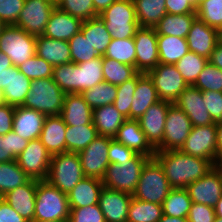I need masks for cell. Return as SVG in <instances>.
<instances>
[{
    "label": "cell",
    "mask_w": 222,
    "mask_h": 222,
    "mask_svg": "<svg viewBox=\"0 0 222 222\" xmlns=\"http://www.w3.org/2000/svg\"><path fill=\"white\" fill-rule=\"evenodd\" d=\"M154 158L162 166L172 188H186L214 168L210 160L194 157L180 150L156 151Z\"/></svg>",
    "instance_id": "6da1fadb"
},
{
    "label": "cell",
    "mask_w": 222,
    "mask_h": 222,
    "mask_svg": "<svg viewBox=\"0 0 222 222\" xmlns=\"http://www.w3.org/2000/svg\"><path fill=\"white\" fill-rule=\"evenodd\" d=\"M103 56L80 64L73 62L53 67V81L66 93H82L104 81Z\"/></svg>",
    "instance_id": "7a4b0ae2"
},
{
    "label": "cell",
    "mask_w": 222,
    "mask_h": 222,
    "mask_svg": "<svg viewBox=\"0 0 222 222\" xmlns=\"http://www.w3.org/2000/svg\"><path fill=\"white\" fill-rule=\"evenodd\" d=\"M69 214L67 194L47 180H37L34 220L68 221Z\"/></svg>",
    "instance_id": "3957f363"
},
{
    "label": "cell",
    "mask_w": 222,
    "mask_h": 222,
    "mask_svg": "<svg viewBox=\"0 0 222 222\" xmlns=\"http://www.w3.org/2000/svg\"><path fill=\"white\" fill-rule=\"evenodd\" d=\"M171 189L160 163L155 158H150L142 168L132 197L162 205Z\"/></svg>",
    "instance_id": "277c9868"
},
{
    "label": "cell",
    "mask_w": 222,
    "mask_h": 222,
    "mask_svg": "<svg viewBox=\"0 0 222 222\" xmlns=\"http://www.w3.org/2000/svg\"><path fill=\"white\" fill-rule=\"evenodd\" d=\"M65 93L53 78L31 80L30 91L23 107L34 109L46 116L60 115Z\"/></svg>",
    "instance_id": "5b68a950"
},
{
    "label": "cell",
    "mask_w": 222,
    "mask_h": 222,
    "mask_svg": "<svg viewBox=\"0 0 222 222\" xmlns=\"http://www.w3.org/2000/svg\"><path fill=\"white\" fill-rule=\"evenodd\" d=\"M99 17L112 39L134 38L140 28L133 0H116Z\"/></svg>",
    "instance_id": "8992f818"
},
{
    "label": "cell",
    "mask_w": 222,
    "mask_h": 222,
    "mask_svg": "<svg viewBox=\"0 0 222 222\" xmlns=\"http://www.w3.org/2000/svg\"><path fill=\"white\" fill-rule=\"evenodd\" d=\"M78 153L65 152L52 155L47 181L65 194L84 178Z\"/></svg>",
    "instance_id": "52a82bcc"
},
{
    "label": "cell",
    "mask_w": 222,
    "mask_h": 222,
    "mask_svg": "<svg viewBox=\"0 0 222 222\" xmlns=\"http://www.w3.org/2000/svg\"><path fill=\"white\" fill-rule=\"evenodd\" d=\"M150 157L137 153L131 160L124 161L123 164H110L103 176V187L118 190L128 194H133L143 166Z\"/></svg>",
    "instance_id": "ba28073f"
},
{
    "label": "cell",
    "mask_w": 222,
    "mask_h": 222,
    "mask_svg": "<svg viewBox=\"0 0 222 222\" xmlns=\"http://www.w3.org/2000/svg\"><path fill=\"white\" fill-rule=\"evenodd\" d=\"M0 50L18 67L36 54V36L16 25H6L0 33Z\"/></svg>",
    "instance_id": "9c48e42d"
},
{
    "label": "cell",
    "mask_w": 222,
    "mask_h": 222,
    "mask_svg": "<svg viewBox=\"0 0 222 222\" xmlns=\"http://www.w3.org/2000/svg\"><path fill=\"white\" fill-rule=\"evenodd\" d=\"M146 74L152 80L160 100L174 103L189 86L174 64L159 63Z\"/></svg>",
    "instance_id": "30bf717a"
},
{
    "label": "cell",
    "mask_w": 222,
    "mask_h": 222,
    "mask_svg": "<svg viewBox=\"0 0 222 222\" xmlns=\"http://www.w3.org/2000/svg\"><path fill=\"white\" fill-rule=\"evenodd\" d=\"M179 150L194 157L208 159L214 164L217 159V124L192 126Z\"/></svg>",
    "instance_id": "8fae6325"
},
{
    "label": "cell",
    "mask_w": 222,
    "mask_h": 222,
    "mask_svg": "<svg viewBox=\"0 0 222 222\" xmlns=\"http://www.w3.org/2000/svg\"><path fill=\"white\" fill-rule=\"evenodd\" d=\"M192 129L189 117L175 103L167 111L162 144L156 151L179 150Z\"/></svg>",
    "instance_id": "7c38bea8"
},
{
    "label": "cell",
    "mask_w": 222,
    "mask_h": 222,
    "mask_svg": "<svg viewBox=\"0 0 222 222\" xmlns=\"http://www.w3.org/2000/svg\"><path fill=\"white\" fill-rule=\"evenodd\" d=\"M52 155L41 140H30L26 148L19 154L16 161L30 179L46 180Z\"/></svg>",
    "instance_id": "4fadbf2b"
},
{
    "label": "cell",
    "mask_w": 222,
    "mask_h": 222,
    "mask_svg": "<svg viewBox=\"0 0 222 222\" xmlns=\"http://www.w3.org/2000/svg\"><path fill=\"white\" fill-rule=\"evenodd\" d=\"M55 7L51 0H25L15 25L28 34L41 36Z\"/></svg>",
    "instance_id": "5bb4252c"
},
{
    "label": "cell",
    "mask_w": 222,
    "mask_h": 222,
    "mask_svg": "<svg viewBox=\"0 0 222 222\" xmlns=\"http://www.w3.org/2000/svg\"><path fill=\"white\" fill-rule=\"evenodd\" d=\"M112 137L98 136L85 149L78 152L85 177L102 179L110 165L108 149Z\"/></svg>",
    "instance_id": "9a60e30c"
},
{
    "label": "cell",
    "mask_w": 222,
    "mask_h": 222,
    "mask_svg": "<svg viewBox=\"0 0 222 222\" xmlns=\"http://www.w3.org/2000/svg\"><path fill=\"white\" fill-rule=\"evenodd\" d=\"M157 32L155 28L140 27L134 35L136 70L146 74L159 62Z\"/></svg>",
    "instance_id": "2e32d148"
},
{
    "label": "cell",
    "mask_w": 222,
    "mask_h": 222,
    "mask_svg": "<svg viewBox=\"0 0 222 222\" xmlns=\"http://www.w3.org/2000/svg\"><path fill=\"white\" fill-rule=\"evenodd\" d=\"M172 102L160 100L151 105L138 119L149 144L156 150L163 142L167 111Z\"/></svg>",
    "instance_id": "e0dca14e"
},
{
    "label": "cell",
    "mask_w": 222,
    "mask_h": 222,
    "mask_svg": "<svg viewBox=\"0 0 222 222\" xmlns=\"http://www.w3.org/2000/svg\"><path fill=\"white\" fill-rule=\"evenodd\" d=\"M31 80L19 68L11 66L0 72V88L3 90L5 104L22 106L30 91Z\"/></svg>",
    "instance_id": "ac0fdd59"
},
{
    "label": "cell",
    "mask_w": 222,
    "mask_h": 222,
    "mask_svg": "<svg viewBox=\"0 0 222 222\" xmlns=\"http://www.w3.org/2000/svg\"><path fill=\"white\" fill-rule=\"evenodd\" d=\"M186 189L192 202L214 207L222 196V178L213 168L205 176L189 184Z\"/></svg>",
    "instance_id": "d6986e66"
},
{
    "label": "cell",
    "mask_w": 222,
    "mask_h": 222,
    "mask_svg": "<svg viewBox=\"0 0 222 222\" xmlns=\"http://www.w3.org/2000/svg\"><path fill=\"white\" fill-rule=\"evenodd\" d=\"M191 120L192 126L214 124L203 101V93L194 86H188L174 102Z\"/></svg>",
    "instance_id": "ffe728a7"
},
{
    "label": "cell",
    "mask_w": 222,
    "mask_h": 222,
    "mask_svg": "<svg viewBox=\"0 0 222 222\" xmlns=\"http://www.w3.org/2000/svg\"><path fill=\"white\" fill-rule=\"evenodd\" d=\"M131 199V194L103 187L98 204L106 222H127Z\"/></svg>",
    "instance_id": "44dd1931"
},
{
    "label": "cell",
    "mask_w": 222,
    "mask_h": 222,
    "mask_svg": "<svg viewBox=\"0 0 222 222\" xmlns=\"http://www.w3.org/2000/svg\"><path fill=\"white\" fill-rule=\"evenodd\" d=\"M186 39L189 51L209 59L219 42V30L208 26L199 18H196Z\"/></svg>",
    "instance_id": "7402d4cb"
},
{
    "label": "cell",
    "mask_w": 222,
    "mask_h": 222,
    "mask_svg": "<svg viewBox=\"0 0 222 222\" xmlns=\"http://www.w3.org/2000/svg\"><path fill=\"white\" fill-rule=\"evenodd\" d=\"M37 180L30 179L26 184L10 190L1 198L28 222L34 220Z\"/></svg>",
    "instance_id": "603a6c76"
},
{
    "label": "cell",
    "mask_w": 222,
    "mask_h": 222,
    "mask_svg": "<svg viewBox=\"0 0 222 222\" xmlns=\"http://www.w3.org/2000/svg\"><path fill=\"white\" fill-rule=\"evenodd\" d=\"M113 138L136 153L154 158L156 150L149 144L138 120L126 119Z\"/></svg>",
    "instance_id": "cb8c5ba5"
},
{
    "label": "cell",
    "mask_w": 222,
    "mask_h": 222,
    "mask_svg": "<svg viewBox=\"0 0 222 222\" xmlns=\"http://www.w3.org/2000/svg\"><path fill=\"white\" fill-rule=\"evenodd\" d=\"M82 22L80 18L70 15L56 6L43 35L52 39L69 41L80 31Z\"/></svg>",
    "instance_id": "d4e9b609"
},
{
    "label": "cell",
    "mask_w": 222,
    "mask_h": 222,
    "mask_svg": "<svg viewBox=\"0 0 222 222\" xmlns=\"http://www.w3.org/2000/svg\"><path fill=\"white\" fill-rule=\"evenodd\" d=\"M46 115L23 106L15 107L13 131L28 141L38 139L43 128Z\"/></svg>",
    "instance_id": "484cf974"
},
{
    "label": "cell",
    "mask_w": 222,
    "mask_h": 222,
    "mask_svg": "<svg viewBox=\"0 0 222 222\" xmlns=\"http://www.w3.org/2000/svg\"><path fill=\"white\" fill-rule=\"evenodd\" d=\"M60 116L68 126H83L93 122V110L80 93L65 94Z\"/></svg>",
    "instance_id": "4316f807"
},
{
    "label": "cell",
    "mask_w": 222,
    "mask_h": 222,
    "mask_svg": "<svg viewBox=\"0 0 222 222\" xmlns=\"http://www.w3.org/2000/svg\"><path fill=\"white\" fill-rule=\"evenodd\" d=\"M160 101L152 80L147 74L137 73V85L130 107V119L138 120L146 110Z\"/></svg>",
    "instance_id": "83f0119b"
},
{
    "label": "cell",
    "mask_w": 222,
    "mask_h": 222,
    "mask_svg": "<svg viewBox=\"0 0 222 222\" xmlns=\"http://www.w3.org/2000/svg\"><path fill=\"white\" fill-rule=\"evenodd\" d=\"M36 55L53 67L72 62L68 41L36 36Z\"/></svg>",
    "instance_id": "f1b7e54d"
},
{
    "label": "cell",
    "mask_w": 222,
    "mask_h": 222,
    "mask_svg": "<svg viewBox=\"0 0 222 222\" xmlns=\"http://www.w3.org/2000/svg\"><path fill=\"white\" fill-rule=\"evenodd\" d=\"M66 127L60 115L46 116L39 139L51 155L65 153Z\"/></svg>",
    "instance_id": "f546056e"
},
{
    "label": "cell",
    "mask_w": 222,
    "mask_h": 222,
    "mask_svg": "<svg viewBox=\"0 0 222 222\" xmlns=\"http://www.w3.org/2000/svg\"><path fill=\"white\" fill-rule=\"evenodd\" d=\"M103 188L102 180L94 177H84L67 194L69 208L86 207L98 204L99 194Z\"/></svg>",
    "instance_id": "4dcf8cb0"
},
{
    "label": "cell",
    "mask_w": 222,
    "mask_h": 222,
    "mask_svg": "<svg viewBox=\"0 0 222 222\" xmlns=\"http://www.w3.org/2000/svg\"><path fill=\"white\" fill-rule=\"evenodd\" d=\"M126 119L113 104L93 109V124L98 136L113 138Z\"/></svg>",
    "instance_id": "1f68e13d"
},
{
    "label": "cell",
    "mask_w": 222,
    "mask_h": 222,
    "mask_svg": "<svg viewBox=\"0 0 222 222\" xmlns=\"http://www.w3.org/2000/svg\"><path fill=\"white\" fill-rule=\"evenodd\" d=\"M80 31L97 53L104 56L112 39L110 33L106 30L104 21L99 16L84 20Z\"/></svg>",
    "instance_id": "d6a6232c"
},
{
    "label": "cell",
    "mask_w": 222,
    "mask_h": 222,
    "mask_svg": "<svg viewBox=\"0 0 222 222\" xmlns=\"http://www.w3.org/2000/svg\"><path fill=\"white\" fill-rule=\"evenodd\" d=\"M139 27L155 28L167 14L165 0H133Z\"/></svg>",
    "instance_id": "836d02e7"
},
{
    "label": "cell",
    "mask_w": 222,
    "mask_h": 222,
    "mask_svg": "<svg viewBox=\"0 0 222 222\" xmlns=\"http://www.w3.org/2000/svg\"><path fill=\"white\" fill-rule=\"evenodd\" d=\"M196 14H166L155 26L157 35H169L186 39Z\"/></svg>",
    "instance_id": "e575fe53"
},
{
    "label": "cell",
    "mask_w": 222,
    "mask_h": 222,
    "mask_svg": "<svg viewBox=\"0 0 222 222\" xmlns=\"http://www.w3.org/2000/svg\"><path fill=\"white\" fill-rule=\"evenodd\" d=\"M159 62L163 64H175L187 52L189 47L187 39L169 35H158Z\"/></svg>",
    "instance_id": "d590c367"
},
{
    "label": "cell",
    "mask_w": 222,
    "mask_h": 222,
    "mask_svg": "<svg viewBox=\"0 0 222 222\" xmlns=\"http://www.w3.org/2000/svg\"><path fill=\"white\" fill-rule=\"evenodd\" d=\"M97 130L93 124L76 125L66 127L65 152L78 153L85 149L95 138Z\"/></svg>",
    "instance_id": "8d00e7d4"
},
{
    "label": "cell",
    "mask_w": 222,
    "mask_h": 222,
    "mask_svg": "<svg viewBox=\"0 0 222 222\" xmlns=\"http://www.w3.org/2000/svg\"><path fill=\"white\" fill-rule=\"evenodd\" d=\"M191 203L186 188H172L162 204L163 214L170 217L187 218Z\"/></svg>",
    "instance_id": "74e56055"
},
{
    "label": "cell",
    "mask_w": 222,
    "mask_h": 222,
    "mask_svg": "<svg viewBox=\"0 0 222 222\" xmlns=\"http://www.w3.org/2000/svg\"><path fill=\"white\" fill-rule=\"evenodd\" d=\"M162 216L163 206L161 204L145 202L132 197L127 222H158Z\"/></svg>",
    "instance_id": "f35d334b"
},
{
    "label": "cell",
    "mask_w": 222,
    "mask_h": 222,
    "mask_svg": "<svg viewBox=\"0 0 222 222\" xmlns=\"http://www.w3.org/2000/svg\"><path fill=\"white\" fill-rule=\"evenodd\" d=\"M30 178L20 168L16 160L0 163V197L10 190L26 184Z\"/></svg>",
    "instance_id": "ab89813d"
},
{
    "label": "cell",
    "mask_w": 222,
    "mask_h": 222,
    "mask_svg": "<svg viewBox=\"0 0 222 222\" xmlns=\"http://www.w3.org/2000/svg\"><path fill=\"white\" fill-rule=\"evenodd\" d=\"M81 95L93 110L114 103L117 96V85L103 81L83 91Z\"/></svg>",
    "instance_id": "60d3db41"
},
{
    "label": "cell",
    "mask_w": 222,
    "mask_h": 222,
    "mask_svg": "<svg viewBox=\"0 0 222 222\" xmlns=\"http://www.w3.org/2000/svg\"><path fill=\"white\" fill-rule=\"evenodd\" d=\"M103 78L105 82L119 85L133 78L138 71L134 66L118 62L114 59L103 56Z\"/></svg>",
    "instance_id": "b9f144b4"
},
{
    "label": "cell",
    "mask_w": 222,
    "mask_h": 222,
    "mask_svg": "<svg viewBox=\"0 0 222 222\" xmlns=\"http://www.w3.org/2000/svg\"><path fill=\"white\" fill-rule=\"evenodd\" d=\"M207 63V58L189 51L174 65L187 84L192 86Z\"/></svg>",
    "instance_id": "7bdbcfd3"
},
{
    "label": "cell",
    "mask_w": 222,
    "mask_h": 222,
    "mask_svg": "<svg viewBox=\"0 0 222 222\" xmlns=\"http://www.w3.org/2000/svg\"><path fill=\"white\" fill-rule=\"evenodd\" d=\"M104 57L114 59L136 68V48L134 38L111 39Z\"/></svg>",
    "instance_id": "ee69618b"
},
{
    "label": "cell",
    "mask_w": 222,
    "mask_h": 222,
    "mask_svg": "<svg viewBox=\"0 0 222 222\" xmlns=\"http://www.w3.org/2000/svg\"><path fill=\"white\" fill-rule=\"evenodd\" d=\"M28 142L27 139L21 138L13 130L0 136V163L16 160Z\"/></svg>",
    "instance_id": "f6af8a7d"
},
{
    "label": "cell",
    "mask_w": 222,
    "mask_h": 222,
    "mask_svg": "<svg viewBox=\"0 0 222 222\" xmlns=\"http://www.w3.org/2000/svg\"><path fill=\"white\" fill-rule=\"evenodd\" d=\"M201 21L217 30L222 28V0H205L196 8Z\"/></svg>",
    "instance_id": "bcb514c9"
},
{
    "label": "cell",
    "mask_w": 222,
    "mask_h": 222,
    "mask_svg": "<svg viewBox=\"0 0 222 222\" xmlns=\"http://www.w3.org/2000/svg\"><path fill=\"white\" fill-rule=\"evenodd\" d=\"M68 42L73 63L80 64L100 56L81 31L76 33Z\"/></svg>",
    "instance_id": "7dc6e473"
},
{
    "label": "cell",
    "mask_w": 222,
    "mask_h": 222,
    "mask_svg": "<svg viewBox=\"0 0 222 222\" xmlns=\"http://www.w3.org/2000/svg\"><path fill=\"white\" fill-rule=\"evenodd\" d=\"M203 91L222 92V70L209 61L192 85Z\"/></svg>",
    "instance_id": "c3c4849f"
},
{
    "label": "cell",
    "mask_w": 222,
    "mask_h": 222,
    "mask_svg": "<svg viewBox=\"0 0 222 222\" xmlns=\"http://www.w3.org/2000/svg\"><path fill=\"white\" fill-rule=\"evenodd\" d=\"M137 85V74L117 85V96L113 105L127 119H130V107L134 98V91Z\"/></svg>",
    "instance_id": "681fc988"
},
{
    "label": "cell",
    "mask_w": 222,
    "mask_h": 222,
    "mask_svg": "<svg viewBox=\"0 0 222 222\" xmlns=\"http://www.w3.org/2000/svg\"><path fill=\"white\" fill-rule=\"evenodd\" d=\"M18 68L30 80L51 78L53 76V66L36 54Z\"/></svg>",
    "instance_id": "f907efd6"
},
{
    "label": "cell",
    "mask_w": 222,
    "mask_h": 222,
    "mask_svg": "<svg viewBox=\"0 0 222 222\" xmlns=\"http://www.w3.org/2000/svg\"><path fill=\"white\" fill-rule=\"evenodd\" d=\"M56 6L82 21L99 16L95 12L92 0H60Z\"/></svg>",
    "instance_id": "816d5d0a"
},
{
    "label": "cell",
    "mask_w": 222,
    "mask_h": 222,
    "mask_svg": "<svg viewBox=\"0 0 222 222\" xmlns=\"http://www.w3.org/2000/svg\"><path fill=\"white\" fill-rule=\"evenodd\" d=\"M68 222H106L99 204L70 208Z\"/></svg>",
    "instance_id": "f5cc1de1"
},
{
    "label": "cell",
    "mask_w": 222,
    "mask_h": 222,
    "mask_svg": "<svg viewBox=\"0 0 222 222\" xmlns=\"http://www.w3.org/2000/svg\"><path fill=\"white\" fill-rule=\"evenodd\" d=\"M25 0H0V20L5 25H15Z\"/></svg>",
    "instance_id": "db71d44e"
},
{
    "label": "cell",
    "mask_w": 222,
    "mask_h": 222,
    "mask_svg": "<svg viewBox=\"0 0 222 222\" xmlns=\"http://www.w3.org/2000/svg\"><path fill=\"white\" fill-rule=\"evenodd\" d=\"M137 153L125 145L117 142L114 138L110 141L108 158L110 164H123L124 161L131 160Z\"/></svg>",
    "instance_id": "11a10c76"
},
{
    "label": "cell",
    "mask_w": 222,
    "mask_h": 222,
    "mask_svg": "<svg viewBox=\"0 0 222 222\" xmlns=\"http://www.w3.org/2000/svg\"><path fill=\"white\" fill-rule=\"evenodd\" d=\"M206 109L215 123L222 121V92L203 91Z\"/></svg>",
    "instance_id": "9f6ffc18"
},
{
    "label": "cell",
    "mask_w": 222,
    "mask_h": 222,
    "mask_svg": "<svg viewBox=\"0 0 222 222\" xmlns=\"http://www.w3.org/2000/svg\"><path fill=\"white\" fill-rule=\"evenodd\" d=\"M214 207L192 202L187 216L188 222H214Z\"/></svg>",
    "instance_id": "6f0895ef"
},
{
    "label": "cell",
    "mask_w": 222,
    "mask_h": 222,
    "mask_svg": "<svg viewBox=\"0 0 222 222\" xmlns=\"http://www.w3.org/2000/svg\"><path fill=\"white\" fill-rule=\"evenodd\" d=\"M168 14H196V7L189 0H165Z\"/></svg>",
    "instance_id": "680465c9"
},
{
    "label": "cell",
    "mask_w": 222,
    "mask_h": 222,
    "mask_svg": "<svg viewBox=\"0 0 222 222\" xmlns=\"http://www.w3.org/2000/svg\"><path fill=\"white\" fill-rule=\"evenodd\" d=\"M14 114L15 106L8 104L0 105V136L13 130Z\"/></svg>",
    "instance_id": "91938a15"
},
{
    "label": "cell",
    "mask_w": 222,
    "mask_h": 222,
    "mask_svg": "<svg viewBox=\"0 0 222 222\" xmlns=\"http://www.w3.org/2000/svg\"><path fill=\"white\" fill-rule=\"evenodd\" d=\"M0 222H28L0 197Z\"/></svg>",
    "instance_id": "94428289"
},
{
    "label": "cell",
    "mask_w": 222,
    "mask_h": 222,
    "mask_svg": "<svg viewBox=\"0 0 222 222\" xmlns=\"http://www.w3.org/2000/svg\"><path fill=\"white\" fill-rule=\"evenodd\" d=\"M208 61L222 70V43L219 41Z\"/></svg>",
    "instance_id": "6125c7cd"
},
{
    "label": "cell",
    "mask_w": 222,
    "mask_h": 222,
    "mask_svg": "<svg viewBox=\"0 0 222 222\" xmlns=\"http://www.w3.org/2000/svg\"><path fill=\"white\" fill-rule=\"evenodd\" d=\"M116 0H92L95 12L99 15Z\"/></svg>",
    "instance_id": "be15d7a7"
},
{
    "label": "cell",
    "mask_w": 222,
    "mask_h": 222,
    "mask_svg": "<svg viewBox=\"0 0 222 222\" xmlns=\"http://www.w3.org/2000/svg\"><path fill=\"white\" fill-rule=\"evenodd\" d=\"M12 66L10 58L0 50V72L7 71Z\"/></svg>",
    "instance_id": "e7e4bbea"
},
{
    "label": "cell",
    "mask_w": 222,
    "mask_h": 222,
    "mask_svg": "<svg viewBox=\"0 0 222 222\" xmlns=\"http://www.w3.org/2000/svg\"><path fill=\"white\" fill-rule=\"evenodd\" d=\"M217 124V156H222V121Z\"/></svg>",
    "instance_id": "03108f58"
},
{
    "label": "cell",
    "mask_w": 222,
    "mask_h": 222,
    "mask_svg": "<svg viewBox=\"0 0 222 222\" xmlns=\"http://www.w3.org/2000/svg\"><path fill=\"white\" fill-rule=\"evenodd\" d=\"M158 222H188V219L187 218L170 217V216L163 214L162 218Z\"/></svg>",
    "instance_id": "003e7915"
},
{
    "label": "cell",
    "mask_w": 222,
    "mask_h": 222,
    "mask_svg": "<svg viewBox=\"0 0 222 222\" xmlns=\"http://www.w3.org/2000/svg\"><path fill=\"white\" fill-rule=\"evenodd\" d=\"M214 211H215L216 217L222 218V196L220 197V199L214 206Z\"/></svg>",
    "instance_id": "a7ac6f4b"
},
{
    "label": "cell",
    "mask_w": 222,
    "mask_h": 222,
    "mask_svg": "<svg viewBox=\"0 0 222 222\" xmlns=\"http://www.w3.org/2000/svg\"><path fill=\"white\" fill-rule=\"evenodd\" d=\"M214 168L222 178V156H217V159L214 162Z\"/></svg>",
    "instance_id": "89a4df30"
},
{
    "label": "cell",
    "mask_w": 222,
    "mask_h": 222,
    "mask_svg": "<svg viewBox=\"0 0 222 222\" xmlns=\"http://www.w3.org/2000/svg\"><path fill=\"white\" fill-rule=\"evenodd\" d=\"M5 104V99L3 95V90L0 88V105Z\"/></svg>",
    "instance_id": "2644e50d"
},
{
    "label": "cell",
    "mask_w": 222,
    "mask_h": 222,
    "mask_svg": "<svg viewBox=\"0 0 222 222\" xmlns=\"http://www.w3.org/2000/svg\"><path fill=\"white\" fill-rule=\"evenodd\" d=\"M196 8L197 6L205 0H189Z\"/></svg>",
    "instance_id": "8c879c8a"
},
{
    "label": "cell",
    "mask_w": 222,
    "mask_h": 222,
    "mask_svg": "<svg viewBox=\"0 0 222 222\" xmlns=\"http://www.w3.org/2000/svg\"><path fill=\"white\" fill-rule=\"evenodd\" d=\"M5 26L6 25L0 20V33L2 32Z\"/></svg>",
    "instance_id": "753ad0ef"
},
{
    "label": "cell",
    "mask_w": 222,
    "mask_h": 222,
    "mask_svg": "<svg viewBox=\"0 0 222 222\" xmlns=\"http://www.w3.org/2000/svg\"><path fill=\"white\" fill-rule=\"evenodd\" d=\"M32 222H68V221H39V220H33Z\"/></svg>",
    "instance_id": "34e18365"
},
{
    "label": "cell",
    "mask_w": 222,
    "mask_h": 222,
    "mask_svg": "<svg viewBox=\"0 0 222 222\" xmlns=\"http://www.w3.org/2000/svg\"><path fill=\"white\" fill-rule=\"evenodd\" d=\"M219 41L222 43V28L219 30Z\"/></svg>",
    "instance_id": "11e5206c"
},
{
    "label": "cell",
    "mask_w": 222,
    "mask_h": 222,
    "mask_svg": "<svg viewBox=\"0 0 222 222\" xmlns=\"http://www.w3.org/2000/svg\"><path fill=\"white\" fill-rule=\"evenodd\" d=\"M214 222H222V218H219V217H215V220Z\"/></svg>",
    "instance_id": "2a66077c"
},
{
    "label": "cell",
    "mask_w": 222,
    "mask_h": 222,
    "mask_svg": "<svg viewBox=\"0 0 222 222\" xmlns=\"http://www.w3.org/2000/svg\"><path fill=\"white\" fill-rule=\"evenodd\" d=\"M55 5H57L59 2H60V0H51Z\"/></svg>",
    "instance_id": "b9fcfbb0"
}]
</instances>
